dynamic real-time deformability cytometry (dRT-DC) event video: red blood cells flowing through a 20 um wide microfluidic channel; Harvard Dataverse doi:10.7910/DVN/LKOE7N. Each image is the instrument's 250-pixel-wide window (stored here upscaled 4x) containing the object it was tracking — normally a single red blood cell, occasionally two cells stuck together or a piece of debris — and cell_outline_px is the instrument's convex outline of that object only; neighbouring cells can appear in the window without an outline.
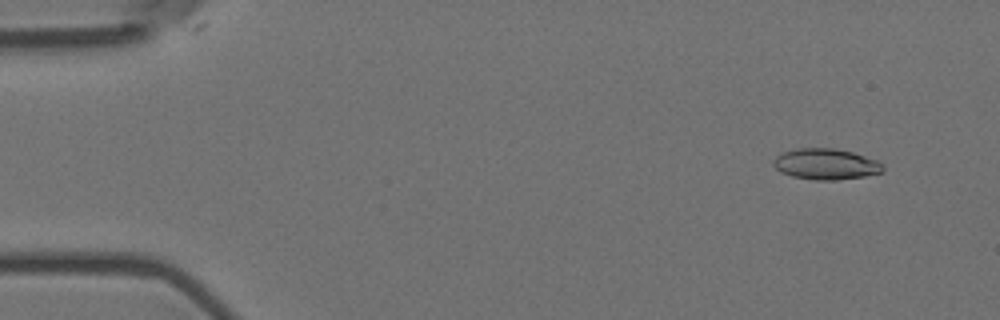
{"species": "Egyptian fruit bat (a non-hibernating species)", "species_latin": "Rousettus aegyptiacus", "temperature_condition": "room temperature", "stored_images_in_passage": 4, "camera_frame_rate_fps": 3000, "um_per_image_px": 0.085, "animal": {"sex": "female"}, "frame": {"image": 1, "passage_image": 1, "time_ms": 0.0, "image_size_px": [1000, 320], "cell_outline_px": [[884, 172], [864, 176], [836, 180], [816, 180], [792, 176], [780, 172], [772, 164], [772, 160], [780, 152], [796, 148], [836, 148], [852, 152], [876, 160], [884, 168]], "centroid_in_image_um": [70.15, 13.94], "position_along_channel_um": 14.9, "area_um2": 19.83}}
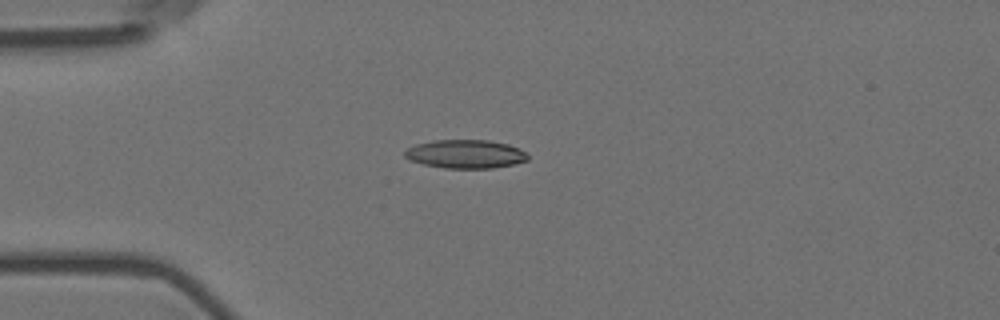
{"frame": {"image": 2, "passage_image": 4, "time_ms": 1.0, "image_size_px": [1000, 320], "cell_outline_px": [[528, 160], [512, 164], [492, 168], [444, 168], [424, 164], [408, 160], [404, 156], [404, 152], [408, 148], [416, 144], [432, 140], [488, 140], [508, 144], [520, 148], [528, 156]], "centroid_in_image_um": [39.54, 13.09], "position_along_channel_um": 45.5, "area_um2": 20.46}}